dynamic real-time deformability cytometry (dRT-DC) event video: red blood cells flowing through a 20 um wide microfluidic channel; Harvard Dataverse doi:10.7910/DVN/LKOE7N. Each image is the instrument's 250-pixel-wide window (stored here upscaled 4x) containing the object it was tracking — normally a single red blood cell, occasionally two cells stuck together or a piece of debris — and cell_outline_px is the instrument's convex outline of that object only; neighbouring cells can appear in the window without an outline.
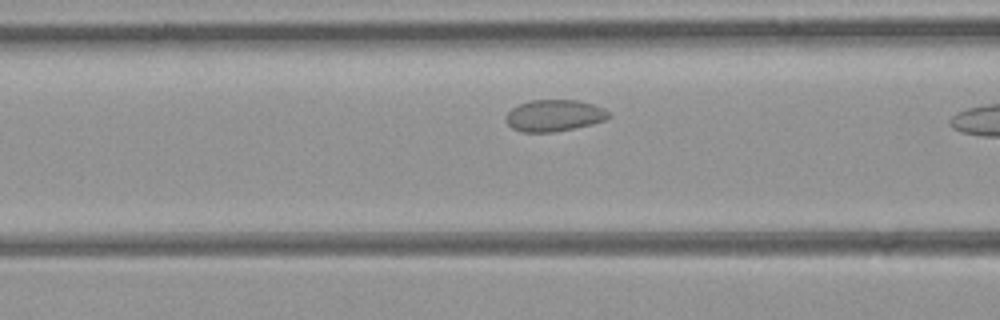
{"species": "common noctule bat (a hibernating species)", "species_latin": "Nyctalus noctula", "temperature_condition": "room temperature", "stored_images_in_passage": 7, "camera_frame_rate_fps": 3000, "um_per_image_px": 0.085, "animal": {"sex": "female", "body_mass_g": 21.9}, "frame": {"image": 1, "passage_image": 6, "time_ms": 1.667, "image_size_px": [1000, 320], "cell_outline_px": [[612, 116], [604, 120], [592, 124], [552, 132], [520, 132], [512, 128], [504, 120], [504, 116], [512, 108], [520, 104], [532, 100], [576, 100], [592, 104], [604, 108]], "centroid_in_image_um": [47.08, 9.82], "position_along_channel_um": 119.5, "area_um2": 18.9}}